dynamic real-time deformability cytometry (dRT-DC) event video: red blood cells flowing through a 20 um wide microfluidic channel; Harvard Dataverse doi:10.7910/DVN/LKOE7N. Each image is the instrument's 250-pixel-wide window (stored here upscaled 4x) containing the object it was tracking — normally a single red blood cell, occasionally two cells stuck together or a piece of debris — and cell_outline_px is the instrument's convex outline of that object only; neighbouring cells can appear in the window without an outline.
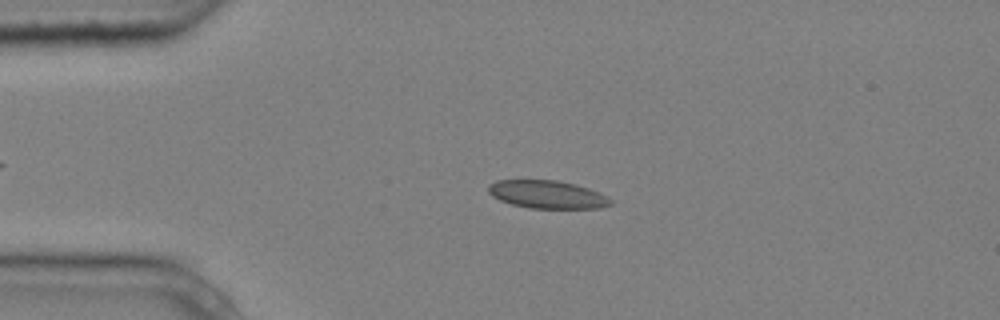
{"species": "common noctule bat (a hibernating species)", "species_latin": "Nyctalus noctula", "temperature_condition": "cold", "stored_images_in_passage": 5, "camera_frame_rate_fps": 3000, "um_per_image_px": 0.085, "animal": {"sex": "male", "body_mass_g": 20.4}, "frame": {"image": 1, "passage_image": 3, "time_ms": 0.667, "image_size_px": [1000, 320], "cell_outline_px": [[612, 204], [600, 208], [528, 208], [512, 204], [500, 200], [492, 196], [488, 192], [488, 184], [496, 180], [556, 180], [576, 184], [600, 192], [608, 196], [612, 200]], "centroid_in_image_um": [46.53, 16.52], "position_along_channel_um": 38.5, "area_um2": 20.06}}
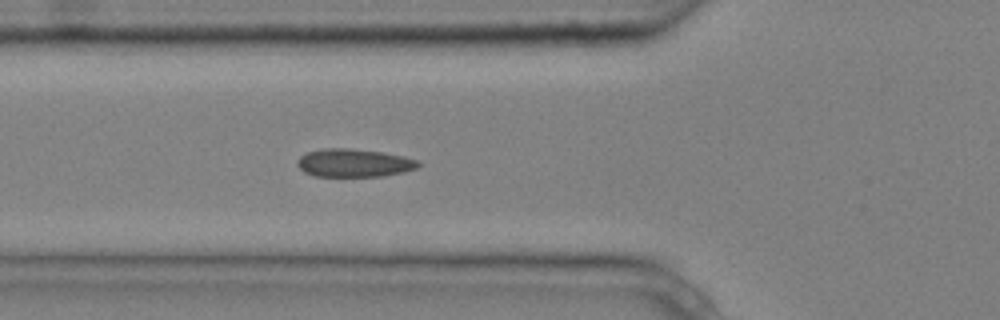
{"frame": {"image": 2, "passage_image": 5, "time_ms": 1.333, "image_size_px": [1000, 320], "cell_outline_px": [[420, 164], [416, 168], [404, 172], [384, 176], [316, 176], [304, 172], [296, 164], [296, 160], [300, 156], [308, 152], [324, 148], [348, 148], [380, 152], [404, 156], [416, 160]], "centroid_in_image_um": [30.06, 13.85], "position_along_channel_um": 95.7, "area_um2": 19.71}}